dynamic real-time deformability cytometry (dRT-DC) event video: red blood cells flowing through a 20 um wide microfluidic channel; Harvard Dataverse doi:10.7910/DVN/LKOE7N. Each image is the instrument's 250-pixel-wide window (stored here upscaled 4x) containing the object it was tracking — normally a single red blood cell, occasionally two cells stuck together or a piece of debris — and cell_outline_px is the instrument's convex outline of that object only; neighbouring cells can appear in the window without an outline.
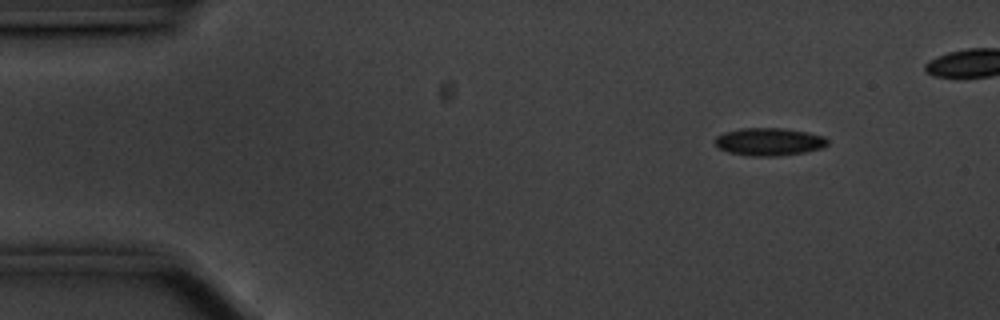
{"species": "common noctule bat (a hibernating species)", "species_latin": "Nyctalus noctula", "temperature_condition": "cold", "stored_images_in_passage": 46, "camera_frame_rate_fps": 3000, "um_per_image_px": 0.085, "animal": {"sex": "male", "body_mass_g": 20.1, "forearm_length_mm": 53.5}, "frame": {"image": 1, "passage_image": 1, "time_ms": 0.0, "image_size_px": [1000, 320], "cell_outline_px": [[828, 144], [824, 148], [804, 152], [780, 156], [752, 156], [728, 152], [720, 148], [712, 140], [716, 136], [724, 132], [740, 128], [780, 128], [808, 132], [824, 136], [828, 140]], "centroid_in_image_um": [65.38, 12.04], "position_along_channel_um": 19.6, "area_um2": 18.32}}
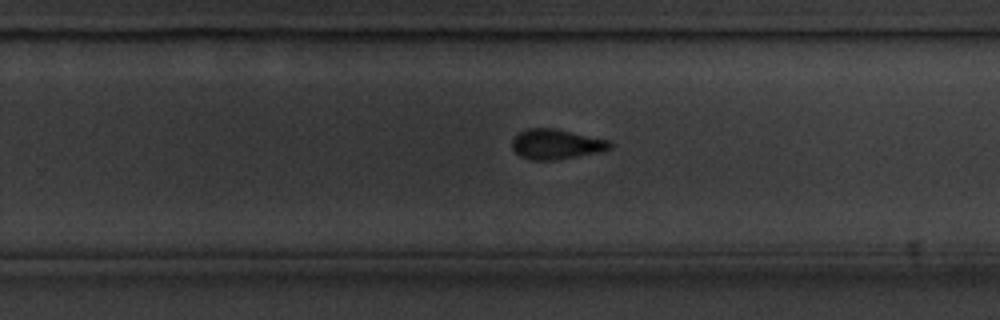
{"frame": {"image": 2, "passage_image": 30, "time_ms": 9.667, "image_size_px": [1000, 320], "cell_outline_px": [[612, 148], [596, 152], [552, 160], [532, 160], [520, 156], [512, 148], [512, 140], [520, 132], [528, 128], [556, 128], [608, 140], [612, 144]], "centroid_in_image_um": [47.25, 12.24], "position_along_channel_um": 282.6, "area_um2": 16.82}}
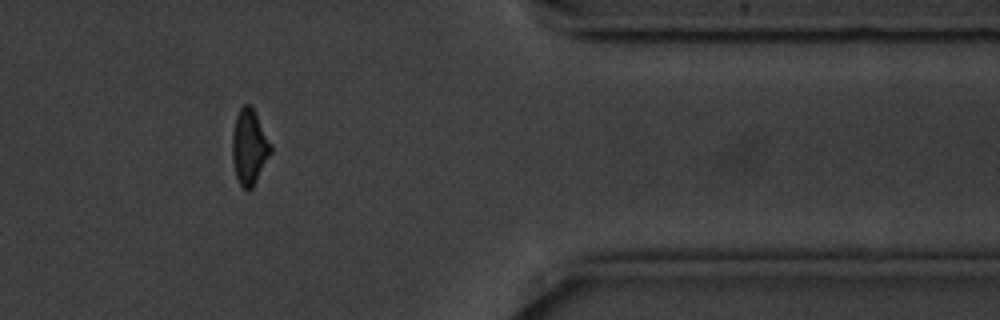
{"frame": {"image": 3, "passage_image": 41, "time_ms": 13.333, "image_size_px": [1000, 320], "cell_outline_px": [[272, 152], [252, 188], [244, 188], [240, 184], [236, 176], [232, 160], [232, 136], [236, 116], [240, 108], [244, 104], [248, 104], [252, 108], [272, 148]], "centroid_in_image_um": [21.17, 12.51], "position_along_channel_um": 390.2, "area_um2": 16.36}, "authors_computed_cell_mechanics": {"area_um2": 17.8024, "velocity_mm_per_s": 3.539, "shape_relaxation_time_tau1_ms": 2.5625, "shape_relaxation_time_tau2_ms": 1.585, "deformation_change_tau1": 0.1064, "deformation_change_tau2": 0.0619}}